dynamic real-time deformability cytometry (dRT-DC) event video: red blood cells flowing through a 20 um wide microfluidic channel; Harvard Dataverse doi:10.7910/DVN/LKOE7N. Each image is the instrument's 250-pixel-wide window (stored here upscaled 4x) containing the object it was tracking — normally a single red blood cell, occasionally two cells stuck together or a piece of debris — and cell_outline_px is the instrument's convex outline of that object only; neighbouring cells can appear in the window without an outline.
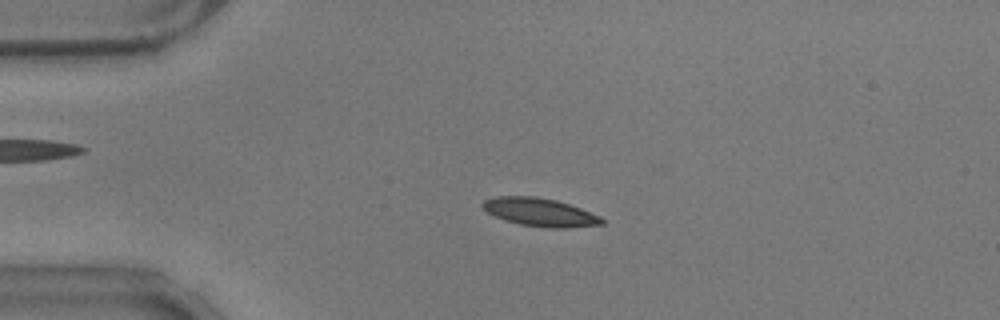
{"species": "common noctule bat (a hibernating species)", "species_latin": "Nyctalus noctula", "temperature_condition": "warm", "stored_images_in_passage": 57, "camera_frame_rate_fps": 3000, "um_per_image_px": 0.085, "animal": {"sex": "male", "body_mass_g": 17.9}, "frame": {"image": 1, "passage_image": 13, "time_ms": 4.0, "image_size_px": [1000, 320], "cell_outline_px": [[604, 224], [568, 228], [552, 228], [520, 224], [504, 220], [488, 212], [480, 204], [484, 200], [496, 196], [536, 196], [556, 200], [580, 208], [600, 216], [604, 220]], "centroid_in_image_um": [45.9, 18.03], "position_along_channel_um": 39.1, "area_um2": 19.48}}
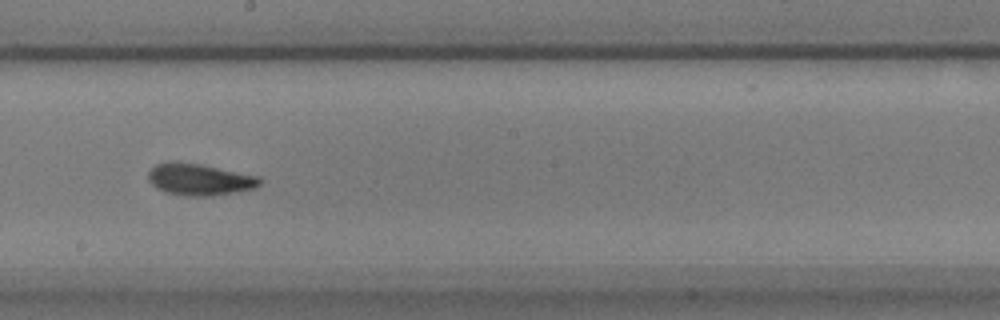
{"frame": {"image": 2, "passage_image": 32, "time_ms": 10.333, "image_size_px": [1000, 320], "cell_outline_px": [[260, 184], [256, 188], [212, 196], [184, 196], [164, 192], [156, 188], [148, 180], [148, 172], [156, 164], [168, 160], [176, 160], [200, 164], [260, 176]], "centroid_in_image_um": [16.92, 15.24], "position_along_channel_um": 231.3, "area_um2": 20.92}}
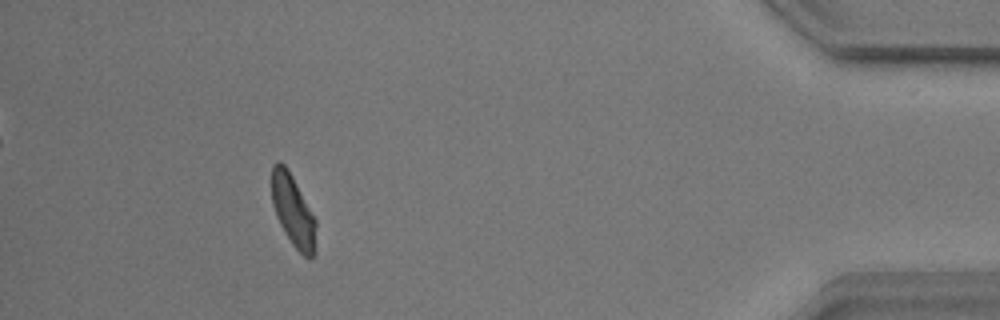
{"frame": {"image": 3, "passage_image": 52, "time_ms": 17.0, "image_size_px": [1000, 320], "cell_outline_px": [[316, 252], [312, 260], [308, 260], [292, 244], [284, 232], [276, 216], [272, 204], [272, 164], [276, 160], [280, 160], [288, 168], [316, 220]], "centroid_in_image_um": [24.92, 17.94], "position_along_channel_um": 410.3, "area_um2": 18.79}, "authors_computed_cell_mechanics": {"area_um2": 19.2474, "velocity_mm_per_s": 3.5161, "shape_relaxation_time_tau1_ms": 4.3784, "shape_relaxation_time_tau2_ms": 2.4051, "deformation_change_tau1": 0.1295, "deformation_change_tau2": 0.0878}}